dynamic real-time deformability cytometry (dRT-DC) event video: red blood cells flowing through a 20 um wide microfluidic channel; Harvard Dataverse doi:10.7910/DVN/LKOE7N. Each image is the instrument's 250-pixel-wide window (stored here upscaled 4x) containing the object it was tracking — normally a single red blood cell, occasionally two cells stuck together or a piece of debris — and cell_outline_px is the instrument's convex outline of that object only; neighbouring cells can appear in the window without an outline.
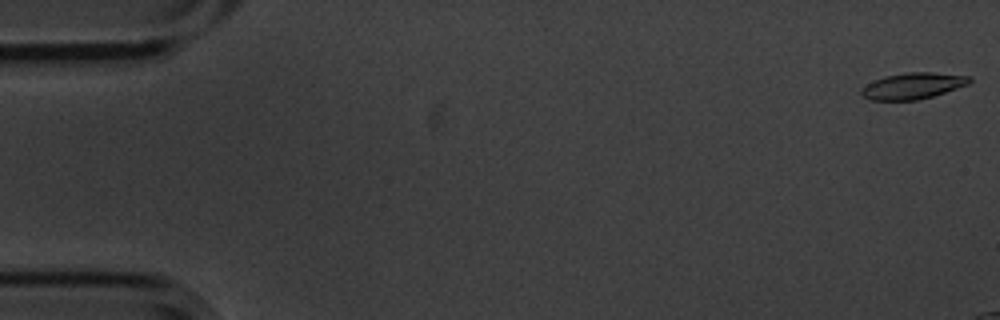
{"species": "common noctule bat (a hibernating species)", "species_latin": "Nyctalus noctula", "temperature_condition": "cold", "stored_images_in_passage": 4, "camera_frame_rate_fps": 3000, "um_per_image_px": 0.085, "animal": {"sex": "male", "body_mass_g": 20.1, "forearm_length_mm": 53.5}, "frame": {"image": 1, "passage_image": 1, "time_ms": 0.0, "image_size_px": [1000, 320], "cell_outline_px": [[972, 80], [968, 84], [932, 96], [916, 100], [872, 100], [864, 96], [860, 92], [860, 88], [884, 76], [904, 72], [932, 72], [972, 76]], "centroid_in_image_um": [77.6, 7.28], "position_along_channel_um": 7.4, "area_um2": 16.42}}